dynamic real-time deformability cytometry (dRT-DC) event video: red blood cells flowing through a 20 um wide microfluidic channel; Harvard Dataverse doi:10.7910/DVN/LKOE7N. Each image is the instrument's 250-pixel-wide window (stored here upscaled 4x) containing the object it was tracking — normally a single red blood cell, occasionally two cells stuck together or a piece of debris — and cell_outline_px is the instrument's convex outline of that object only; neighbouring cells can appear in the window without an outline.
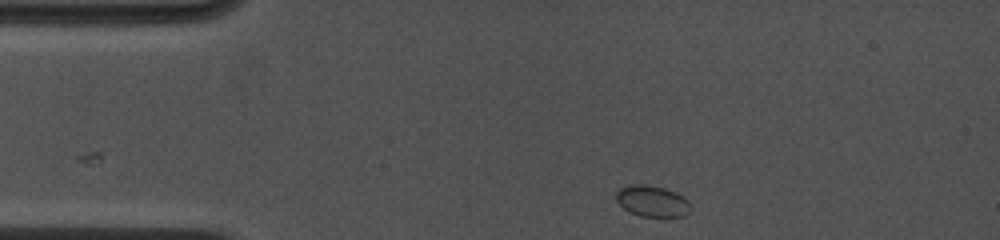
{"species": "common noctule bat (a hibernating species)", "species_latin": "Nyctalus noctula", "temperature_condition": "cold", "stored_images_in_passage": 52, "camera_frame_rate_fps": 4500, "um_per_image_px": 0.085, "animal": {"sex": "female", "body_mass_g": 19.0, "forearm_length_mm": 53.3}, "frame": {"image": 1, "passage_image": 1, "time_ms": 0.0, "image_size_px": [1000, 240], "cell_outline_px": [[692, 208], [684, 216], [640, 216], [624, 208], [616, 200], [616, 192], [620, 188], [632, 184], [648, 184], [664, 188], [676, 192], [688, 200]], "centroid_in_image_um": [55.45, 17.08], "position_along_channel_um": 29.5, "area_um2": 13.47}}
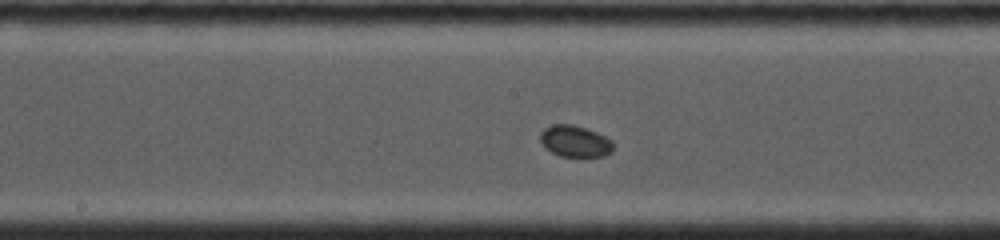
{"frame": {"image": 2, "passage_image": 23, "time_ms": 5.556, "image_size_px": [1000, 240], "cell_outline_px": [[612, 152], [604, 156], [560, 156], [544, 148], [540, 140], [540, 132], [544, 128], [552, 124], [572, 124], [596, 132], [612, 140]], "centroid_in_image_um": [48.84, 12.0], "position_along_channel_um": 199.4, "area_um2": 13.35}}
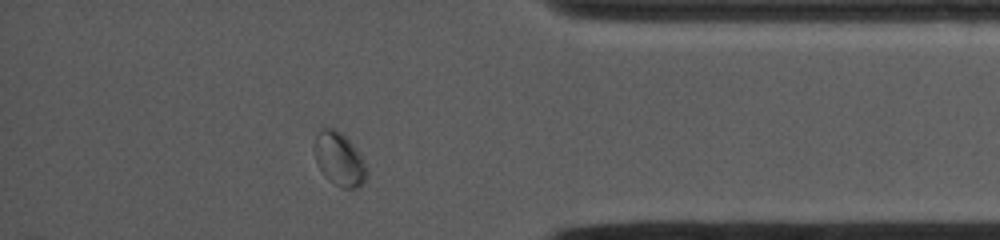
{"frame": {"image": 3, "passage_image": 45, "time_ms": 11.111, "image_size_px": [1000, 240], "cell_outline_px": [[368, 176], [364, 184], [360, 188], [340, 188], [328, 180], [324, 176], [316, 164], [316, 132], [320, 128], [336, 128], [352, 144], [360, 156], [368, 172]], "centroid_in_image_um": [28.85, 13.57], "position_along_channel_um": 406.4, "area_um2": 16.24}}